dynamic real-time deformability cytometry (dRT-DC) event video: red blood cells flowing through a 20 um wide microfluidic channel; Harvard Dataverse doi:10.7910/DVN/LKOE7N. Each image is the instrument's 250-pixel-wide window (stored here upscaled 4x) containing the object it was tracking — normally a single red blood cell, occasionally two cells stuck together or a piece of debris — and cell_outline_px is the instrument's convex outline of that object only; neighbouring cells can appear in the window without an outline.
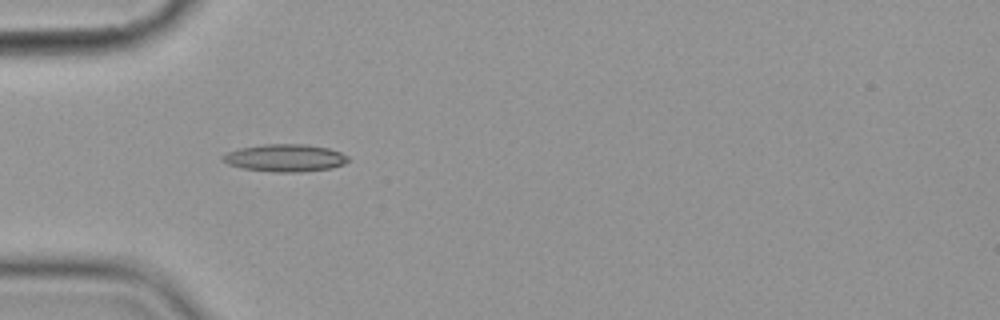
{"species": "common noctule bat (a hibernating species)", "species_latin": "Nyctalus noctula", "temperature_condition": "cold", "stored_images_in_passage": 6, "camera_frame_rate_fps": 3000, "um_per_image_px": 0.085, "animal": {"sex": "female", "body_mass_g": 19.9}, "frame": {"image": 1, "passage_image": 4, "time_ms": 4.333, "image_size_px": [1000, 320], "cell_outline_px": [[348, 160], [344, 164], [332, 168], [300, 172], [272, 172], [244, 168], [228, 164], [220, 160], [220, 156], [228, 152], [240, 148], [264, 144], [304, 144], [328, 148], [340, 152], [348, 156]], "centroid_in_image_um": [24.21, 13.42], "position_along_channel_um": 60.8, "area_um2": 20.06}}
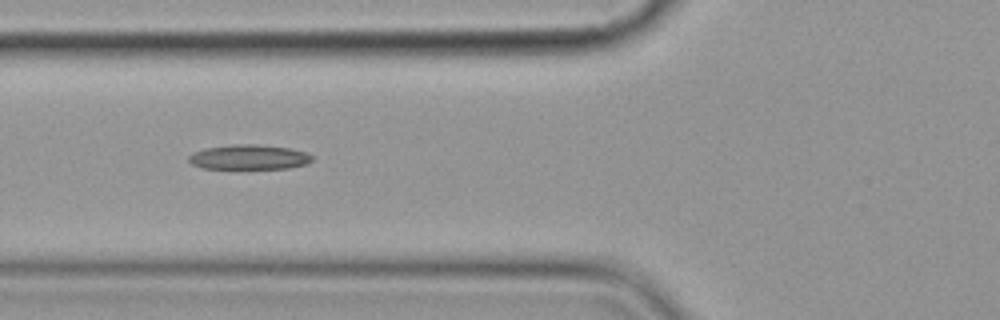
{"frame": {"image": 2, "passage_image": 5, "time_ms": 5.667, "image_size_px": [1000, 320], "cell_outline_px": [[312, 160], [304, 164], [288, 168], [200, 168], [192, 164], [188, 160], [188, 156], [192, 152], [204, 148], [232, 144], [260, 144], [288, 148], [304, 152], [312, 156]], "centroid_in_image_um": [21.09, 13.34], "position_along_channel_um": 104.7, "area_um2": 17.74}}
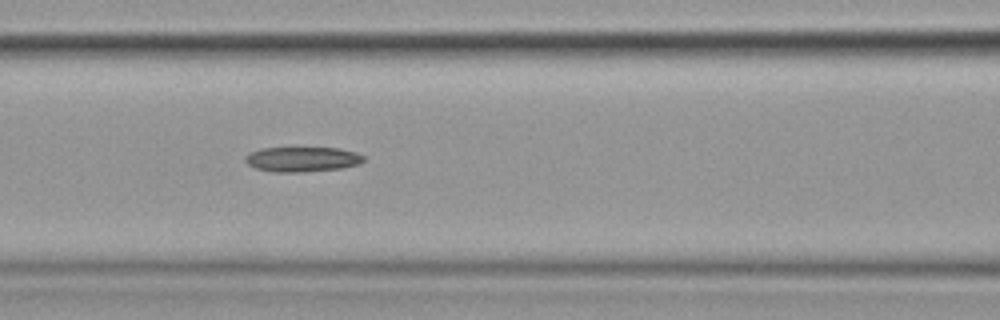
{"frame": {"image": 3, "passage_image": 6, "time_ms": 6.667, "image_size_px": [1000, 320], "cell_outline_px": [[364, 160], [360, 164], [340, 168], [304, 172], [276, 172], [256, 168], [248, 164], [244, 160], [244, 156], [248, 152], [260, 148], [340, 148], [356, 152], [364, 156]], "centroid_in_image_um": [25.67, 13.53], "position_along_channel_um": 140.9, "area_um2": 17.28}}